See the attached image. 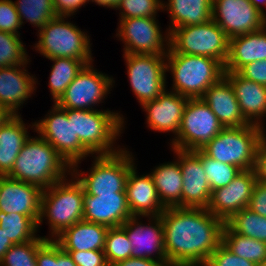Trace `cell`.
Segmentation results:
<instances>
[{
	"label": "cell",
	"instance_id": "obj_1",
	"mask_svg": "<svg viewBox=\"0 0 266 266\" xmlns=\"http://www.w3.org/2000/svg\"><path fill=\"white\" fill-rule=\"evenodd\" d=\"M160 216L170 266H204L222 243L225 223L207 208L167 207Z\"/></svg>",
	"mask_w": 266,
	"mask_h": 266
},
{
	"label": "cell",
	"instance_id": "obj_2",
	"mask_svg": "<svg viewBox=\"0 0 266 266\" xmlns=\"http://www.w3.org/2000/svg\"><path fill=\"white\" fill-rule=\"evenodd\" d=\"M67 169L71 170V166L50 143L40 136L29 137L7 176L43 190L66 179Z\"/></svg>",
	"mask_w": 266,
	"mask_h": 266
},
{
	"label": "cell",
	"instance_id": "obj_3",
	"mask_svg": "<svg viewBox=\"0 0 266 266\" xmlns=\"http://www.w3.org/2000/svg\"><path fill=\"white\" fill-rule=\"evenodd\" d=\"M166 71L172 72V91L189 99L201 98L225 73L216 59L182 53L166 54Z\"/></svg>",
	"mask_w": 266,
	"mask_h": 266
},
{
	"label": "cell",
	"instance_id": "obj_4",
	"mask_svg": "<svg viewBox=\"0 0 266 266\" xmlns=\"http://www.w3.org/2000/svg\"><path fill=\"white\" fill-rule=\"evenodd\" d=\"M264 126L249 124L223 128L201 150L210 158L238 167L241 170L254 168L257 150L265 137Z\"/></svg>",
	"mask_w": 266,
	"mask_h": 266
},
{
	"label": "cell",
	"instance_id": "obj_5",
	"mask_svg": "<svg viewBox=\"0 0 266 266\" xmlns=\"http://www.w3.org/2000/svg\"><path fill=\"white\" fill-rule=\"evenodd\" d=\"M72 179L71 182L64 179L42 191L38 227L46 216L54 239L83 220L84 189L75 178Z\"/></svg>",
	"mask_w": 266,
	"mask_h": 266
},
{
	"label": "cell",
	"instance_id": "obj_6",
	"mask_svg": "<svg viewBox=\"0 0 266 266\" xmlns=\"http://www.w3.org/2000/svg\"><path fill=\"white\" fill-rule=\"evenodd\" d=\"M123 123L124 118L110 110L73 109L74 134L92 155H110L121 150L112 146L123 130Z\"/></svg>",
	"mask_w": 266,
	"mask_h": 266
},
{
	"label": "cell",
	"instance_id": "obj_7",
	"mask_svg": "<svg viewBox=\"0 0 266 266\" xmlns=\"http://www.w3.org/2000/svg\"><path fill=\"white\" fill-rule=\"evenodd\" d=\"M168 53L206 56L225 65L229 38L212 19L204 24L181 26L169 33Z\"/></svg>",
	"mask_w": 266,
	"mask_h": 266
},
{
	"label": "cell",
	"instance_id": "obj_8",
	"mask_svg": "<svg viewBox=\"0 0 266 266\" xmlns=\"http://www.w3.org/2000/svg\"><path fill=\"white\" fill-rule=\"evenodd\" d=\"M57 16L38 30L39 41L35 49L46 58H72L92 63L90 39L75 24Z\"/></svg>",
	"mask_w": 266,
	"mask_h": 266
},
{
	"label": "cell",
	"instance_id": "obj_9",
	"mask_svg": "<svg viewBox=\"0 0 266 266\" xmlns=\"http://www.w3.org/2000/svg\"><path fill=\"white\" fill-rule=\"evenodd\" d=\"M129 151L121 150L115 154L95 156L88 176L71 167V176L82 185L90 195L126 194V181L130 169L135 166ZM76 171V172H75ZM73 172V173H72ZM77 176V177H76ZM84 176V177H82ZM81 177V178H80Z\"/></svg>",
	"mask_w": 266,
	"mask_h": 266
},
{
	"label": "cell",
	"instance_id": "obj_10",
	"mask_svg": "<svg viewBox=\"0 0 266 266\" xmlns=\"http://www.w3.org/2000/svg\"><path fill=\"white\" fill-rule=\"evenodd\" d=\"M48 114L32 127L35 126L36 132L41 134L38 136L50 143L71 167H78L80 160L92 153L74 134L73 109H62L54 103Z\"/></svg>",
	"mask_w": 266,
	"mask_h": 266
},
{
	"label": "cell",
	"instance_id": "obj_11",
	"mask_svg": "<svg viewBox=\"0 0 266 266\" xmlns=\"http://www.w3.org/2000/svg\"><path fill=\"white\" fill-rule=\"evenodd\" d=\"M224 127L217 116L201 98L188 99L178 135L172 140V148L183 151L201 150Z\"/></svg>",
	"mask_w": 266,
	"mask_h": 266
},
{
	"label": "cell",
	"instance_id": "obj_12",
	"mask_svg": "<svg viewBox=\"0 0 266 266\" xmlns=\"http://www.w3.org/2000/svg\"><path fill=\"white\" fill-rule=\"evenodd\" d=\"M128 79L138 102L155 100L166 89V55L124 54Z\"/></svg>",
	"mask_w": 266,
	"mask_h": 266
},
{
	"label": "cell",
	"instance_id": "obj_13",
	"mask_svg": "<svg viewBox=\"0 0 266 266\" xmlns=\"http://www.w3.org/2000/svg\"><path fill=\"white\" fill-rule=\"evenodd\" d=\"M113 78L86 64L55 102L62 109L92 110L113 85Z\"/></svg>",
	"mask_w": 266,
	"mask_h": 266
},
{
	"label": "cell",
	"instance_id": "obj_14",
	"mask_svg": "<svg viewBox=\"0 0 266 266\" xmlns=\"http://www.w3.org/2000/svg\"><path fill=\"white\" fill-rule=\"evenodd\" d=\"M161 33L156 17H139L120 19L116 36L125 44L124 54L166 55L170 37Z\"/></svg>",
	"mask_w": 266,
	"mask_h": 266
},
{
	"label": "cell",
	"instance_id": "obj_15",
	"mask_svg": "<svg viewBox=\"0 0 266 266\" xmlns=\"http://www.w3.org/2000/svg\"><path fill=\"white\" fill-rule=\"evenodd\" d=\"M212 20L229 39L266 26V16L250 0H213Z\"/></svg>",
	"mask_w": 266,
	"mask_h": 266
},
{
	"label": "cell",
	"instance_id": "obj_16",
	"mask_svg": "<svg viewBox=\"0 0 266 266\" xmlns=\"http://www.w3.org/2000/svg\"><path fill=\"white\" fill-rule=\"evenodd\" d=\"M255 184L254 170H241L228 185L212 191L207 209L225 223L248 207Z\"/></svg>",
	"mask_w": 266,
	"mask_h": 266
},
{
	"label": "cell",
	"instance_id": "obj_17",
	"mask_svg": "<svg viewBox=\"0 0 266 266\" xmlns=\"http://www.w3.org/2000/svg\"><path fill=\"white\" fill-rule=\"evenodd\" d=\"M152 225H144L131 216L120 227L126 232L131 243V257L148 258L159 261L163 266H170L165 256L164 230L161 216H151ZM155 223V224H154ZM156 254L155 256L152 255ZM155 258V259H154Z\"/></svg>",
	"mask_w": 266,
	"mask_h": 266
},
{
	"label": "cell",
	"instance_id": "obj_18",
	"mask_svg": "<svg viewBox=\"0 0 266 266\" xmlns=\"http://www.w3.org/2000/svg\"><path fill=\"white\" fill-rule=\"evenodd\" d=\"M183 178L182 207L207 208L212 191L201 160L192 151L172 148Z\"/></svg>",
	"mask_w": 266,
	"mask_h": 266
},
{
	"label": "cell",
	"instance_id": "obj_19",
	"mask_svg": "<svg viewBox=\"0 0 266 266\" xmlns=\"http://www.w3.org/2000/svg\"><path fill=\"white\" fill-rule=\"evenodd\" d=\"M42 189L8 176H0V211L40 216Z\"/></svg>",
	"mask_w": 266,
	"mask_h": 266
},
{
	"label": "cell",
	"instance_id": "obj_20",
	"mask_svg": "<svg viewBox=\"0 0 266 266\" xmlns=\"http://www.w3.org/2000/svg\"><path fill=\"white\" fill-rule=\"evenodd\" d=\"M187 97L165 89L158 98L142 105L147 112V124L150 129L159 132H173L178 135Z\"/></svg>",
	"mask_w": 266,
	"mask_h": 266
},
{
	"label": "cell",
	"instance_id": "obj_21",
	"mask_svg": "<svg viewBox=\"0 0 266 266\" xmlns=\"http://www.w3.org/2000/svg\"><path fill=\"white\" fill-rule=\"evenodd\" d=\"M131 216L126 194L96 196L84 192L83 220L112 228L120 227Z\"/></svg>",
	"mask_w": 266,
	"mask_h": 266
},
{
	"label": "cell",
	"instance_id": "obj_22",
	"mask_svg": "<svg viewBox=\"0 0 266 266\" xmlns=\"http://www.w3.org/2000/svg\"><path fill=\"white\" fill-rule=\"evenodd\" d=\"M133 166L126 181V198L132 216H159L166 207L158 197V193L150 174L139 177Z\"/></svg>",
	"mask_w": 266,
	"mask_h": 266
},
{
	"label": "cell",
	"instance_id": "obj_23",
	"mask_svg": "<svg viewBox=\"0 0 266 266\" xmlns=\"http://www.w3.org/2000/svg\"><path fill=\"white\" fill-rule=\"evenodd\" d=\"M201 99L211 108L224 128L250 124L242 115L234 89L225 76L211 85Z\"/></svg>",
	"mask_w": 266,
	"mask_h": 266
},
{
	"label": "cell",
	"instance_id": "obj_24",
	"mask_svg": "<svg viewBox=\"0 0 266 266\" xmlns=\"http://www.w3.org/2000/svg\"><path fill=\"white\" fill-rule=\"evenodd\" d=\"M224 76L234 89L244 118L250 124L262 126L260 119L266 117V86L245 79L238 72H225Z\"/></svg>",
	"mask_w": 266,
	"mask_h": 266
},
{
	"label": "cell",
	"instance_id": "obj_25",
	"mask_svg": "<svg viewBox=\"0 0 266 266\" xmlns=\"http://www.w3.org/2000/svg\"><path fill=\"white\" fill-rule=\"evenodd\" d=\"M24 66L0 68V105L7 108L13 115L18 114V108L35 90L36 78L30 76L25 68H21Z\"/></svg>",
	"mask_w": 266,
	"mask_h": 266
},
{
	"label": "cell",
	"instance_id": "obj_26",
	"mask_svg": "<svg viewBox=\"0 0 266 266\" xmlns=\"http://www.w3.org/2000/svg\"><path fill=\"white\" fill-rule=\"evenodd\" d=\"M266 60V26L229 39L225 72H238L246 64Z\"/></svg>",
	"mask_w": 266,
	"mask_h": 266
},
{
	"label": "cell",
	"instance_id": "obj_27",
	"mask_svg": "<svg viewBox=\"0 0 266 266\" xmlns=\"http://www.w3.org/2000/svg\"><path fill=\"white\" fill-rule=\"evenodd\" d=\"M108 227L85 220L65 229L54 240L64 251H104Z\"/></svg>",
	"mask_w": 266,
	"mask_h": 266
},
{
	"label": "cell",
	"instance_id": "obj_28",
	"mask_svg": "<svg viewBox=\"0 0 266 266\" xmlns=\"http://www.w3.org/2000/svg\"><path fill=\"white\" fill-rule=\"evenodd\" d=\"M18 114L0 127V176H7L13 169L22 146L29 139L25 123Z\"/></svg>",
	"mask_w": 266,
	"mask_h": 266
},
{
	"label": "cell",
	"instance_id": "obj_29",
	"mask_svg": "<svg viewBox=\"0 0 266 266\" xmlns=\"http://www.w3.org/2000/svg\"><path fill=\"white\" fill-rule=\"evenodd\" d=\"M158 197L167 207H182L183 178L179 160L159 165L151 172Z\"/></svg>",
	"mask_w": 266,
	"mask_h": 266
},
{
	"label": "cell",
	"instance_id": "obj_30",
	"mask_svg": "<svg viewBox=\"0 0 266 266\" xmlns=\"http://www.w3.org/2000/svg\"><path fill=\"white\" fill-rule=\"evenodd\" d=\"M212 4L213 0H168L167 5L163 3V10L167 8L172 23L167 32L208 22L212 19Z\"/></svg>",
	"mask_w": 266,
	"mask_h": 266
},
{
	"label": "cell",
	"instance_id": "obj_31",
	"mask_svg": "<svg viewBox=\"0 0 266 266\" xmlns=\"http://www.w3.org/2000/svg\"><path fill=\"white\" fill-rule=\"evenodd\" d=\"M222 244L233 254L258 266L266 261V242L233 232L226 224L222 230Z\"/></svg>",
	"mask_w": 266,
	"mask_h": 266
},
{
	"label": "cell",
	"instance_id": "obj_32",
	"mask_svg": "<svg viewBox=\"0 0 266 266\" xmlns=\"http://www.w3.org/2000/svg\"><path fill=\"white\" fill-rule=\"evenodd\" d=\"M40 216H26L19 213H4L0 211V227L13 244L34 240L38 229Z\"/></svg>",
	"mask_w": 266,
	"mask_h": 266
},
{
	"label": "cell",
	"instance_id": "obj_33",
	"mask_svg": "<svg viewBox=\"0 0 266 266\" xmlns=\"http://www.w3.org/2000/svg\"><path fill=\"white\" fill-rule=\"evenodd\" d=\"M49 60L54 61L49 78V88L55 103L86 63L82 60L65 57L50 58Z\"/></svg>",
	"mask_w": 266,
	"mask_h": 266
},
{
	"label": "cell",
	"instance_id": "obj_34",
	"mask_svg": "<svg viewBox=\"0 0 266 266\" xmlns=\"http://www.w3.org/2000/svg\"><path fill=\"white\" fill-rule=\"evenodd\" d=\"M225 224L235 233L266 242V217L243 208Z\"/></svg>",
	"mask_w": 266,
	"mask_h": 266
},
{
	"label": "cell",
	"instance_id": "obj_35",
	"mask_svg": "<svg viewBox=\"0 0 266 266\" xmlns=\"http://www.w3.org/2000/svg\"><path fill=\"white\" fill-rule=\"evenodd\" d=\"M14 6L18 12L21 25L23 19L27 20L39 30L43 28L46 23L57 17L53 0H16Z\"/></svg>",
	"mask_w": 266,
	"mask_h": 266
},
{
	"label": "cell",
	"instance_id": "obj_36",
	"mask_svg": "<svg viewBox=\"0 0 266 266\" xmlns=\"http://www.w3.org/2000/svg\"><path fill=\"white\" fill-rule=\"evenodd\" d=\"M192 152L202 162L211 191L228 185L241 171V169L234 165L210 158L202 150Z\"/></svg>",
	"mask_w": 266,
	"mask_h": 266
},
{
	"label": "cell",
	"instance_id": "obj_37",
	"mask_svg": "<svg viewBox=\"0 0 266 266\" xmlns=\"http://www.w3.org/2000/svg\"><path fill=\"white\" fill-rule=\"evenodd\" d=\"M47 237H38L34 240L14 244L5 253L0 266H37V249L47 240Z\"/></svg>",
	"mask_w": 266,
	"mask_h": 266
},
{
	"label": "cell",
	"instance_id": "obj_38",
	"mask_svg": "<svg viewBox=\"0 0 266 266\" xmlns=\"http://www.w3.org/2000/svg\"><path fill=\"white\" fill-rule=\"evenodd\" d=\"M132 246L121 227L108 229L105 241L104 254L109 266L131 257Z\"/></svg>",
	"mask_w": 266,
	"mask_h": 266
},
{
	"label": "cell",
	"instance_id": "obj_39",
	"mask_svg": "<svg viewBox=\"0 0 266 266\" xmlns=\"http://www.w3.org/2000/svg\"><path fill=\"white\" fill-rule=\"evenodd\" d=\"M26 53L19 35L0 31V68L27 65Z\"/></svg>",
	"mask_w": 266,
	"mask_h": 266
},
{
	"label": "cell",
	"instance_id": "obj_40",
	"mask_svg": "<svg viewBox=\"0 0 266 266\" xmlns=\"http://www.w3.org/2000/svg\"><path fill=\"white\" fill-rule=\"evenodd\" d=\"M37 266H77L71 255L54 239H47L38 249Z\"/></svg>",
	"mask_w": 266,
	"mask_h": 266
},
{
	"label": "cell",
	"instance_id": "obj_41",
	"mask_svg": "<svg viewBox=\"0 0 266 266\" xmlns=\"http://www.w3.org/2000/svg\"><path fill=\"white\" fill-rule=\"evenodd\" d=\"M121 19L156 17L157 11L163 9L161 0H121L118 8Z\"/></svg>",
	"mask_w": 266,
	"mask_h": 266
},
{
	"label": "cell",
	"instance_id": "obj_42",
	"mask_svg": "<svg viewBox=\"0 0 266 266\" xmlns=\"http://www.w3.org/2000/svg\"><path fill=\"white\" fill-rule=\"evenodd\" d=\"M204 266H258L252 261L233 254L222 243L208 258Z\"/></svg>",
	"mask_w": 266,
	"mask_h": 266
},
{
	"label": "cell",
	"instance_id": "obj_43",
	"mask_svg": "<svg viewBox=\"0 0 266 266\" xmlns=\"http://www.w3.org/2000/svg\"><path fill=\"white\" fill-rule=\"evenodd\" d=\"M21 22L12 0H0V31L20 35Z\"/></svg>",
	"mask_w": 266,
	"mask_h": 266
},
{
	"label": "cell",
	"instance_id": "obj_44",
	"mask_svg": "<svg viewBox=\"0 0 266 266\" xmlns=\"http://www.w3.org/2000/svg\"><path fill=\"white\" fill-rule=\"evenodd\" d=\"M68 252L77 266H109L104 251H66Z\"/></svg>",
	"mask_w": 266,
	"mask_h": 266
},
{
	"label": "cell",
	"instance_id": "obj_45",
	"mask_svg": "<svg viewBox=\"0 0 266 266\" xmlns=\"http://www.w3.org/2000/svg\"><path fill=\"white\" fill-rule=\"evenodd\" d=\"M238 73L245 79L266 86V60L246 64Z\"/></svg>",
	"mask_w": 266,
	"mask_h": 266
},
{
	"label": "cell",
	"instance_id": "obj_46",
	"mask_svg": "<svg viewBox=\"0 0 266 266\" xmlns=\"http://www.w3.org/2000/svg\"><path fill=\"white\" fill-rule=\"evenodd\" d=\"M247 208L266 217V184L256 182Z\"/></svg>",
	"mask_w": 266,
	"mask_h": 266
},
{
	"label": "cell",
	"instance_id": "obj_47",
	"mask_svg": "<svg viewBox=\"0 0 266 266\" xmlns=\"http://www.w3.org/2000/svg\"><path fill=\"white\" fill-rule=\"evenodd\" d=\"M253 170L256 182L266 184V134L259 144Z\"/></svg>",
	"mask_w": 266,
	"mask_h": 266
},
{
	"label": "cell",
	"instance_id": "obj_48",
	"mask_svg": "<svg viewBox=\"0 0 266 266\" xmlns=\"http://www.w3.org/2000/svg\"><path fill=\"white\" fill-rule=\"evenodd\" d=\"M88 1L91 0H53V4L57 16L69 17Z\"/></svg>",
	"mask_w": 266,
	"mask_h": 266
},
{
	"label": "cell",
	"instance_id": "obj_49",
	"mask_svg": "<svg viewBox=\"0 0 266 266\" xmlns=\"http://www.w3.org/2000/svg\"><path fill=\"white\" fill-rule=\"evenodd\" d=\"M113 266H163L159 261L148 258H134L130 257L123 261H119Z\"/></svg>",
	"mask_w": 266,
	"mask_h": 266
},
{
	"label": "cell",
	"instance_id": "obj_50",
	"mask_svg": "<svg viewBox=\"0 0 266 266\" xmlns=\"http://www.w3.org/2000/svg\"><path fill=\"white\" fill-rule=\"evenodd\" d=\"M14 244L8 239L7 234L0 227V262L3 260L5 253L9 250Z\"/></svg>",
	"mask_w": 266,
	"mask_h": 266
},
{
	"label": "cell",
	"instance_id": "obj_51",
	"mask_svg": "<svg viewBox=\"0 0 266 266\" xmlns=\"http://www.w3.org/2000/svg\"><path fill=\"white\" fill-rule=\"evenodd\" d=\"M92 2H95L99 6L103 7H109V8H118V5L120 4L121 0H91Z\"/></svg>",
	"mask_w": 266,
	"mask_h": 266
},
{
	"label": "cell",
	"instance_id": "obj_52",
	"mask_svg": "<svg viewBox=\"0 0 266 266\" xmlns=\"http://www.w3.org/2000/svg\"><path fill=\"white\" fill-rule=\"evenodd\" d=\"M13 114L4 106L0 105V127H2Z\"/></svg>",
	"mask_w": 266,
	"mask_h": 266
},
{
	"label": "cell",
	"instance_id": "obj_53",
	"mask_svg": "<svg viewBox=\"0 0 266 266\" xmlns=\"http://www.w3.org/2000/svg\"><path fill=\"white\" fill-rule=\"evenodd\" d=\"M250 2L256 9H258L261 13H263L266 16L263 10L264 5L266 6V0H250Z\"/></svg>",
	"mask_w": 266,
	"mask_h": 266
},
{
	"label": "cell",
	"instance_id": "obj_54",
	"mask_svg": "<svg viewBox=\"0 0 266 266\" xmlns=\"http://www.w3.org/2000/svg\"><path fill=\"white\" fill-rule=\"evenodd\" d=\"M259 266H266V261L263 264L259 265Z\"/></svg>",
	"mask_w": 266,
	"mask_h": 266
}]
</instances>
